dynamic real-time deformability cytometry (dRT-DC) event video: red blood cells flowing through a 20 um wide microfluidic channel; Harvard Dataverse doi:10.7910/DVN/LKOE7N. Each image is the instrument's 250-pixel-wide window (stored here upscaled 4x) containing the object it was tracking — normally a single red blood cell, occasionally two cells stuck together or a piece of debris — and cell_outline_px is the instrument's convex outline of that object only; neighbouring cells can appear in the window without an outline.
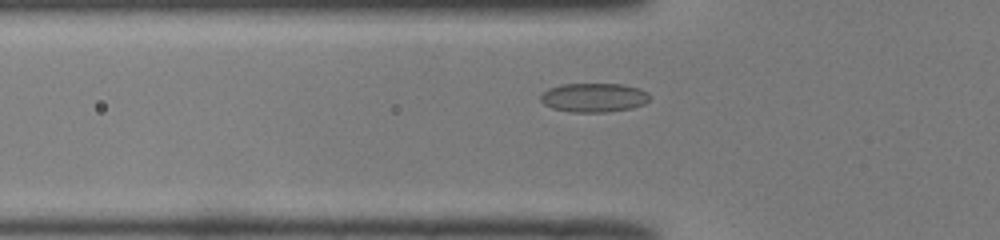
{"species": "common noctule bat (a hibernating species)", "species_latin": "Nyctalus noctula", "temperature_condition": "room temperature", "stored_images_in_passage": 40, "camera_frame_rate_fps": 3000, "um_per_image_px": 0.085, "animal": {"sex": "male", "body_mass_g": 19.0, "forearm_length_mm": 50.8}, "frame": {"image": 1, "passage_image": 10, "time_ms": 3.0, "image_size_px": [1000, 240], "cell_outline_px": [[648, 100], [644, 104], [632, 108], [608, 112], [572, 112], [552, 108], [544, 104], [540, 100], [540, 96], [548, 88], [560, 84], [620, 84], [640, 88], [648, 92]], "centroid_in_image_um": [50.46, 8.29], "position_along_channel_um": 75.3, "area_um2": 18.5}}
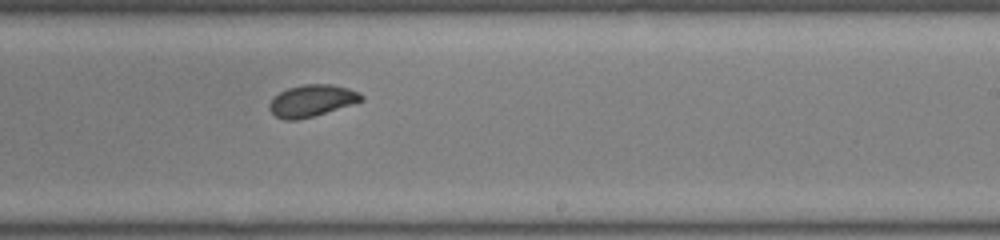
{"frame": {"image": 2, "passage_image": 24, "time_ms": 7.667, "image_size_px": [1000, 240], "cell_outline_px": [[364, 100], [312, 116], [296, 120], [284, 120], [276, 116], [268, 108], [268, 104], [280, 92], [288, 88], [304, 84], [332, 84], [348, 88], [364, 96]], "centroid_in_image_um": [26.48, 8.55], "position_along_channel_um": 262.5, "area_um2": 16.7}}
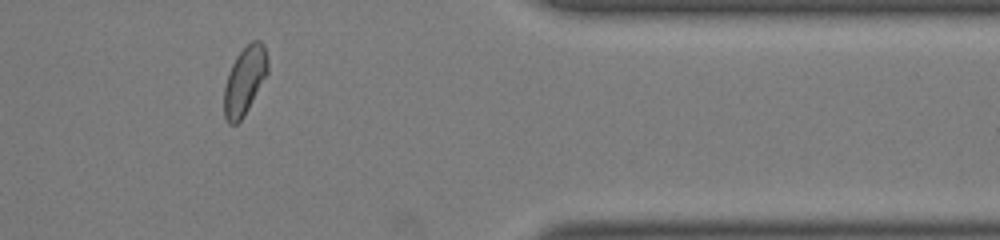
{"frame": {"image": 3, "passage_image": 35, "time_ms": 11.333, "image_size_px": [1000, 240], "cell_outline_px": [[268, 72], [244, 116], [236, 124], [228, 124], [224, 116], [224, 84], [228, 72], [236, 56], [252, 40], [260, 40], [264, 44], [268, 60]], "centroid_in_image_um": [20.79, 6.84], "position_along_channel_um": 390.6, "area_um2": 17.34}, "authors_computed_cell_mechanics": {"area_um2": 17.2822, "velocity_mm_per_s": 4.0152, "shape_relaxation_time_tau1_ms": 10.6783, "shape_relaxation_time_tau2_ms": 0.9916, "deformation_change_tau1": 0.1936, "deformation_change_tau2": 0.0506}}